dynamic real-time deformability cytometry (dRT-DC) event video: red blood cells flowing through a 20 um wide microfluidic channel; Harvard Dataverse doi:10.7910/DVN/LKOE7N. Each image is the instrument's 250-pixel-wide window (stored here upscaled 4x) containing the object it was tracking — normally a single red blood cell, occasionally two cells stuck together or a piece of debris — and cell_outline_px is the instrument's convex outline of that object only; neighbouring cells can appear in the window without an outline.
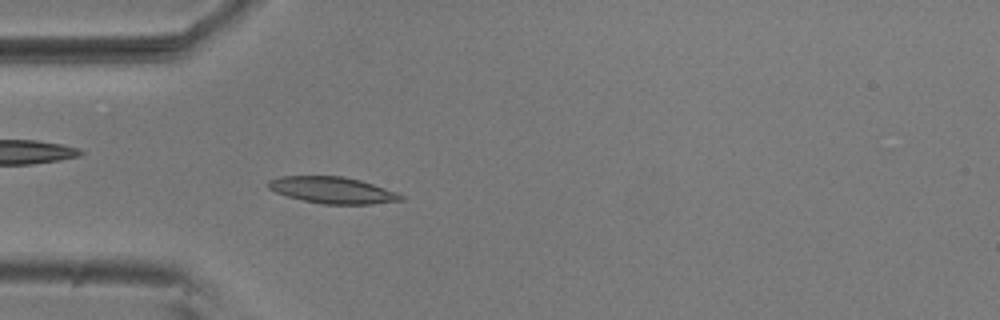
{"species": "common noctule bat (a hibernating species)", "species_latin": "Nyctalus noctula", "temperature_condition": "room temperature", "stored_images_in_passage": 54, "camera_frame_rate_fps": 3000, "um_per_image_px": 0.085, "animal": {"sex": "male", "body_mass_g": 20.5, "forearm_length_mm": 52.5}, "frame": {"image": 1, "passage_image": 15, "time_ms": 4.667, "image_size_px": [1000, 320], "cell_outline_px": [[404, 200], [372, 204], [320, 204], [288, 196], [276, 192], [268, 188], [268, 180], [280, 176], [344, 176], [360, 180], [396, 192], [404, 196]], "centroid_in_image_um": [28.26, 16.16], "position_along_channel_um": 56.7, "area_um2": 20.4}}
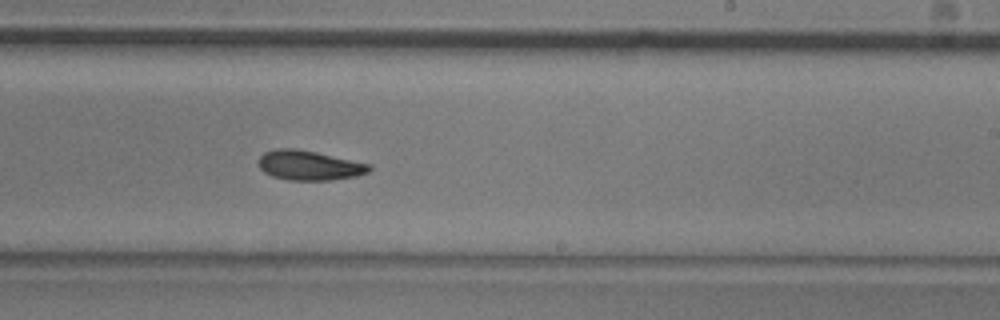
{"frame": {"image": 2, "passage_image": 32, "time_ms": 10.333, "image_size_px": [1000, 320], "cell_outline_px": [[372, 168], [368, 172], [356, 176], [328, 180], [288, 180], [272, 176], [264, 172], [260, 168], [260, 156], [264, 152], [276, 148], [296, 148], [316, 152], [372, 164]], "centroid_in_image_um": [26.29, 14.05], "position_along_channel_um": 262.7, "area_um2": 19.13}}
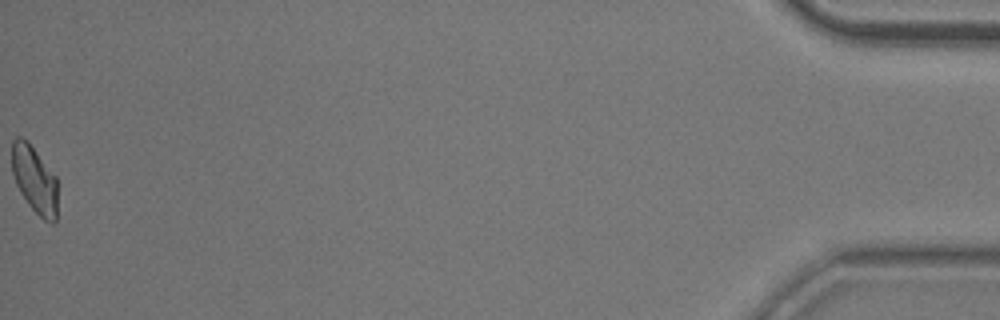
{"frame": {"image": 3, "passage_image": 54, "time_ms": 17.667, "image_size_px": [1000, 320], "cell_outline_px": [[56, 224], [52, 224], [44, 220], [28, 204], [20, 192], [16, 184], [12, 172], [12, 140], [16, 136], [20, 136], [28, 140], [56, 176]], "centroid_in_image_um": [2.92, 15.23], "position_along_channel_um": 432.3, "area_um2": 17.98}, "authors_computed_cell_mechanics": {"area_um2": 19.2185, "velocity_mm_per_s": 3.6924, "shape_relaxation_time_tau1_ms": 4.3304, "shape_relaxation_time_tau2_ms": 5.1792, "deformation_change_tau1": 0.1326, "deformation_change_tau2": 0.1013}}